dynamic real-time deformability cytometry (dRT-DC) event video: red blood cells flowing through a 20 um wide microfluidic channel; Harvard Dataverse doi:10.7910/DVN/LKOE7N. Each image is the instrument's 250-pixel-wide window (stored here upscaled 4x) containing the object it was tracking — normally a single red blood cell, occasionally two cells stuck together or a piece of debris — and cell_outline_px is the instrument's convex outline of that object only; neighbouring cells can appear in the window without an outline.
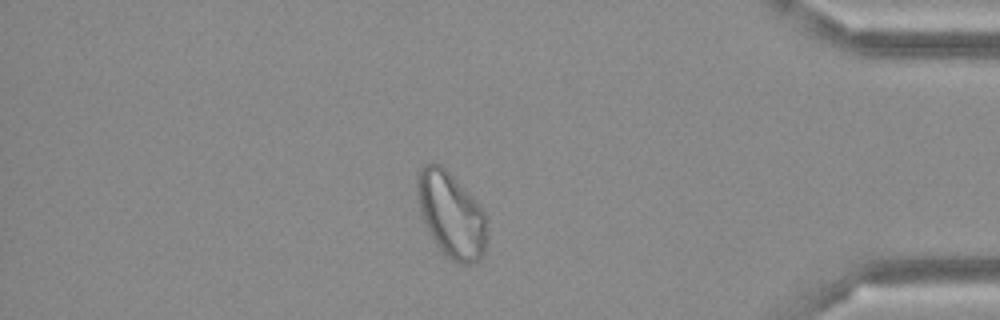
{"species": "Egyptian fruit bat (a non-hibernating species)", "species_latin": "Rousettus aegyptiacus", "temperature_condition": "cold", "stored_images_in_passage": 50, "camera_frame_rate_fps": 3000, "um_per_image_px": 0.085, "frame": {"image": 1, "passage_image": 43, "time_ms": 14.0, "image_size_px": [1000, 320], "cell_outline_px": [[484, 256], [480, 260], [472, 264], [460, 264], [444, 256], [428, 232], [420, 212], [416, 196], [416, 172], [424, 164], [440, 164], [476, 200], [484, 212]], "centroid_in_image_um": [38.29, 18.26], "position_along_channel_um": 396.9, "area_um2": 34.56}}